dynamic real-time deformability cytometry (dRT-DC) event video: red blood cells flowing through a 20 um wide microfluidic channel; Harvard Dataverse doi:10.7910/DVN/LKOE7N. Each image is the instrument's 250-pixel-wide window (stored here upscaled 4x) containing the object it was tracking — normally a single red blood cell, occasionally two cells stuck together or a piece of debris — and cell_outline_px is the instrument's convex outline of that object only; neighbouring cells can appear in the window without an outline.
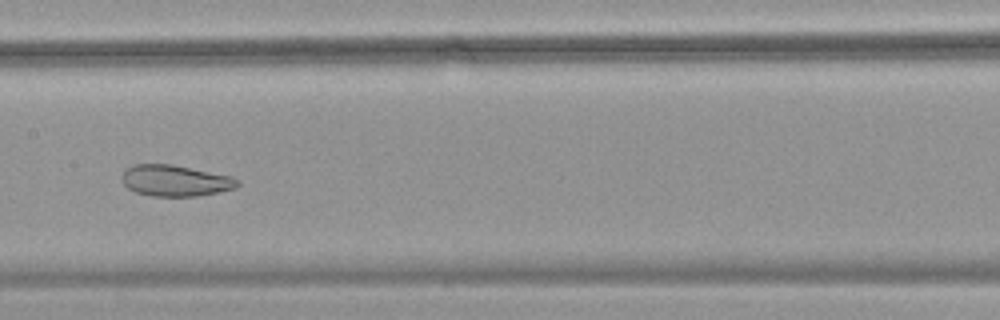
{"species": "common noctule bat (a hibernating species)", "species_latin": "Nyctalus noctula", "temperature_condition": "warm", "stored_images_in_passage": 55, "camera_frame_rate_fps": 3000, "um_per_image_px": 0.085, "animal": {"sex": "female", "body_mass_g": 18.4}, "frame": {"image": 1, "passage_image": 29, "time_ms": 9.333, "image_size_px": [1000, 320], "cell_outline_px": [[240, 184], [236, 188], [220, 192], [196, 196], [152, 196], [136, 192], [128, 188], [124, 184], [120, 176], [124, 168], [132, 164], [172, 164], [232, 176]], "centroid_in_image_um": [14.86, 15.34], "position_along_channel_um": 192.5, "area_um2": 21.21}}
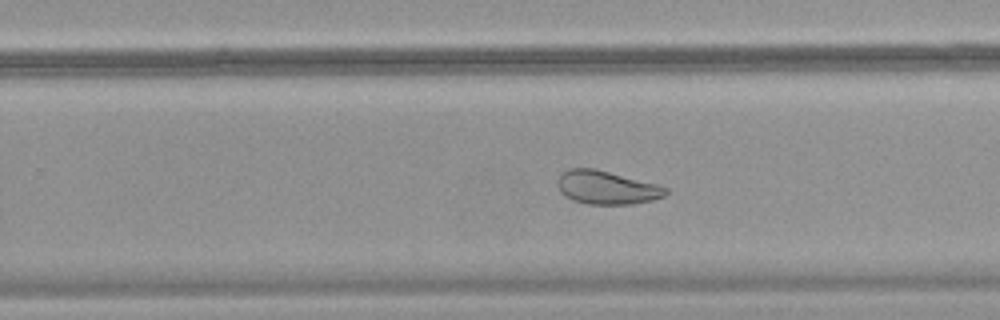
{"frame": {"image": 2, "passage_image": 36, "time_ms": 11.667, "image_size_px": [1000, 320], "cell_outline_px": [[668, 192], [664, 196], [652, 200], [632, 204], [588, 204], [572, 200], [564, 196], [560, 192], [556, 184], [556, 180], [568, 168], [592, 168], [656, 184], [668, 188]], "centroid_in_image_um": [51.53, 15.95], "position_along_channel_um": 278.3, "area_um2": 20.92}}
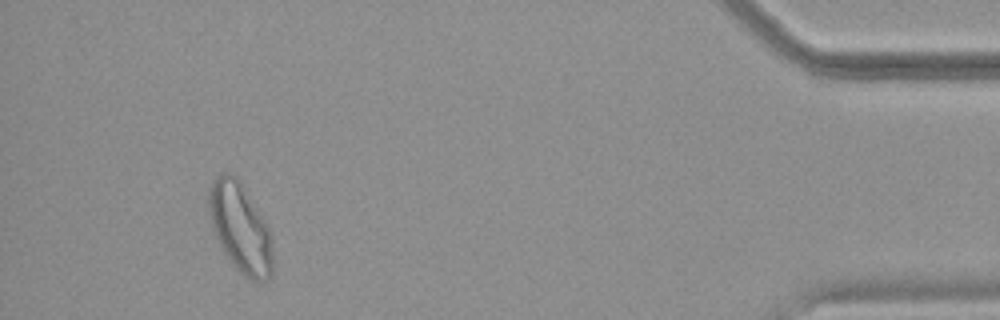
{"frame": {"image": 3, "passage_image": 52, "time_ms": 17.0, "image_size_px": [1000, 320], "cell_outline_px": [[272, 272], [264, 280], [248, 280], [232, 264], [224, 252], [212, 228], [208, 212], [208, 188], [212, 180], [216, 176], [224, 172], [228, 172], [236, 176], [264, 220], [272, 236]], "centroid_in_image_um": [20.39, 19.34], "position_along_channel_um": 414.8, "area_um2": 33.06}, "authors_computed_cell_mechanics": {"area_um2": 29.7092, "velocity_mm_per_s": 3.6938, "shape_relaxation_time_tau1_ms": null, "shape_relaxation_time_tau2_ms": 1.7668, "deformation_change_tau1": null, "deformation_change_tau2": 0.0724}}